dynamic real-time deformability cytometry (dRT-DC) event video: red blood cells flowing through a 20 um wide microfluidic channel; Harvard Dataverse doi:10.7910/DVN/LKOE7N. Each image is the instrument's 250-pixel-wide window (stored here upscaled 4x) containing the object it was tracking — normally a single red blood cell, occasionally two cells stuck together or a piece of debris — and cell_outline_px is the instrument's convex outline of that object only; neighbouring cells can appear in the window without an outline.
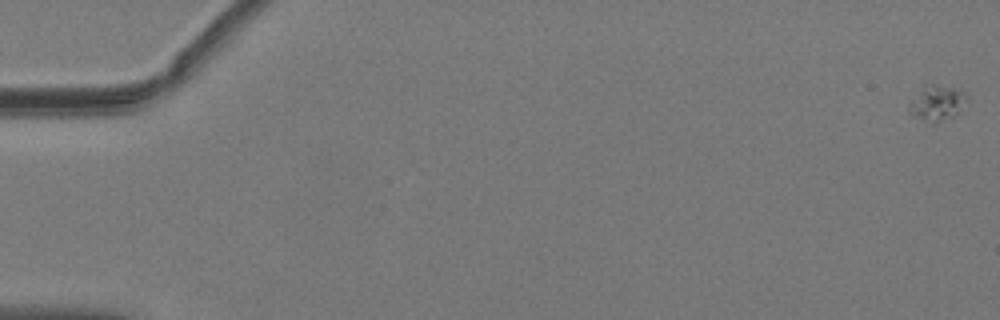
{"species": "common noctule bat (a hibernating species)", "species_latin": "Nyctalus noctula", "temperature_condition": "warm", "stored_images_in_passage": 54, "camera_frame_rate_fps": 3000, "um_per_image_px": 0.085, "animal": {"sex": "male", "body_mass_g": 19.2, "forearm_length_mm": 51.8}, "frame": {"image": 1, "passage_image": 1, "time_ms": 0.0, "image_size_px": [1000, 320], "cell_outline_px": [[968, 100], [960, 112], [936, 124], [932, 124], [912, 116], [908, 112], [908, 108], [912, 100], [924, 88], [932, 84], [956, 88], [964, 92], [968, 96]], "centroid_in_image_um": [79.69, 8.8], "position_along_channel_um": 5.3, "area_um2": 11.85}}
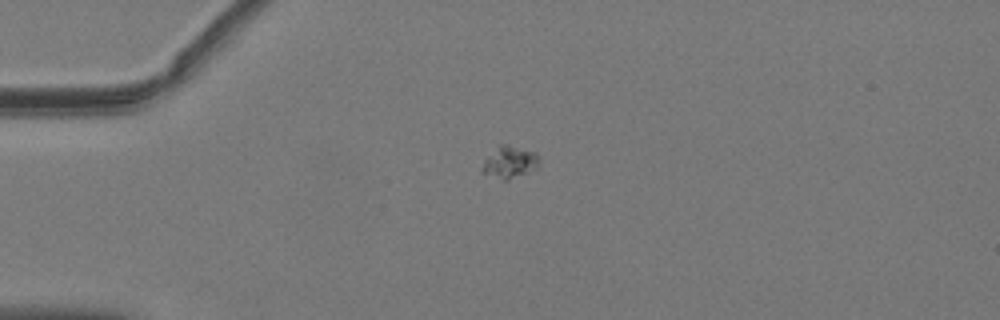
{"frame": {"image": 2, "passage_image": 15, "time_ms": 4.667, "image_size_px": [1000, 320], "cell_outline_px": [[540, 164], [536, 168], [528, 172], [508, 180], [504, 180], [480, 172], [480, 168], [484, 160], [500, 144], [504, 144], [536, 152], [540, 160]], "centroid_in_image_um": [43.32, 13.8], "position_along_channel_um": 41.7, "area_um2": 10.58}}
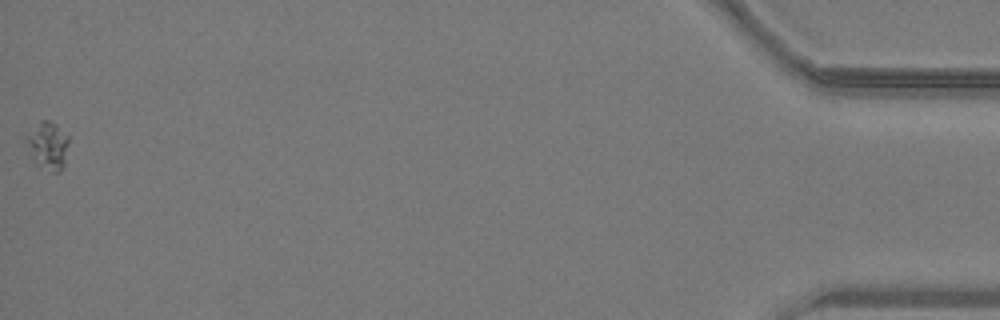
{"frame": {"image": 3, "passage_image": 54, "time_ms": 17.667, "image_size_px": [1000, 320], "cell_outline_px": [[68, 140], [64, 164], [60, 172], [52, 172], [44, 164], [28, 144], [24, 136], [40, 120], [48, 120], [56, 124], [68, 136]], "centroid_in_image_um": [4.13, 12.25], "position_along_channel_um": 431.1, "area_um2": 10.69}}